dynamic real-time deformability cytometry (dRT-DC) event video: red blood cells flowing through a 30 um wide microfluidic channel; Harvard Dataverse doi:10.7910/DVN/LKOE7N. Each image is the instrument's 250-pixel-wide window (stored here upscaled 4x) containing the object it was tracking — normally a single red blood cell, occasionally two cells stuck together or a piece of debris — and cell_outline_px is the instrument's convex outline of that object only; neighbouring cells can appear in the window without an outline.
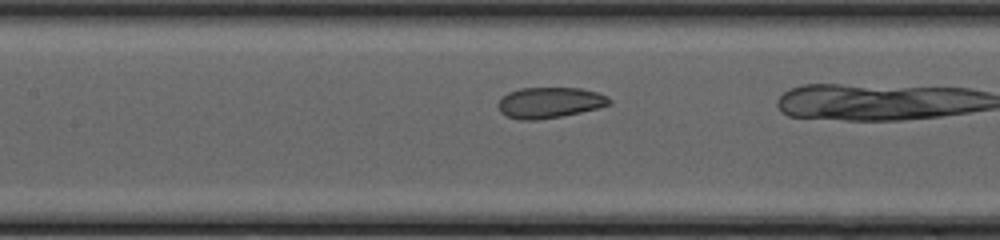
{"species": "common noctule bat (a hibernating species)", "species_latin": "Nyctalus noctula", "temperature_condition": "cold", "stored_images_in_passage": 16, "camera_frame_rate_fps": 3000, "um_per_image_px": 0.085, "animal": {"sex": "female", "body_mass_g": 20.0, "forearm_length_mm": 54.0}, "frame": {"image": 1, "passage_image": 12, "time_ms": 3.667, "image_size_px": [1000, 240], "cell_outline_px": [[612, 104], [580, 112], [560, 116], [536, 120], [520, 120], [508, 116], [500, 112], [496, 104], [508, 92], [520, 88], [580, 88], [596, 92], [608, 96], [612, 100]], "centroid_in_image_um": [46.71, 8.72], "position_along_channel_um": 160.7, "area_um2": 19.88}}